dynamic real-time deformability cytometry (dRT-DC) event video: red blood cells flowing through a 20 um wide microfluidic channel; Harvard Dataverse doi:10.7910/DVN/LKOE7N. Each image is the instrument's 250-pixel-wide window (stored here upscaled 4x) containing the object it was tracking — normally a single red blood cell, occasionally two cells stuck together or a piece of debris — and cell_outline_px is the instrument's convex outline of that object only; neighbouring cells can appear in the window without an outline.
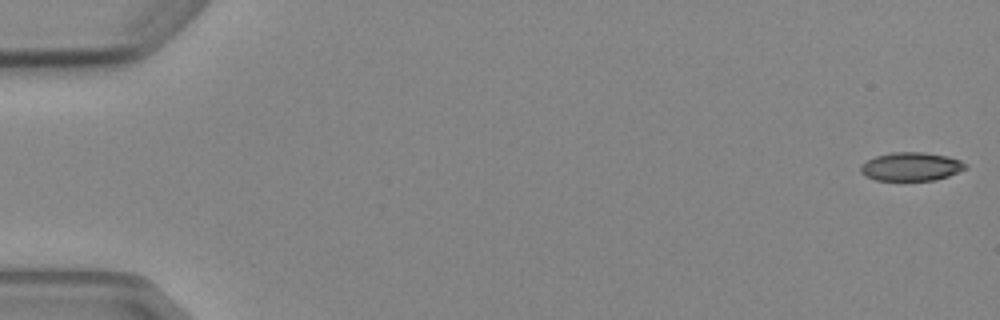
{"species": "Egyptian fruit bat (a non-hibernating species)", "species_latin": "Rousettus aegyptiacus", "temperature_condition": "cold", "stored_images_in_passage": 5, "camera_frame_rate_fps": 3000, "um_per_image_px": 0.085, "animal": {"sex": "female"}, "frame": {"image": 1, "passage_image": 1, "time_ms": 0.0, "image_size_px": [1000, 320], "cell_outline_px": [[968, 168], [948, 176], [936, 180], [876, 180], [864, 176], [860, 172], [860, 164], [876, 156], [892, 152], [924, 152], [944, 156], [960, 160], [968, 164]], "centroid_in_image_um": [77.43, 14.16], "position_along_channel_um": 7.6, "area_um2": 17.46}}
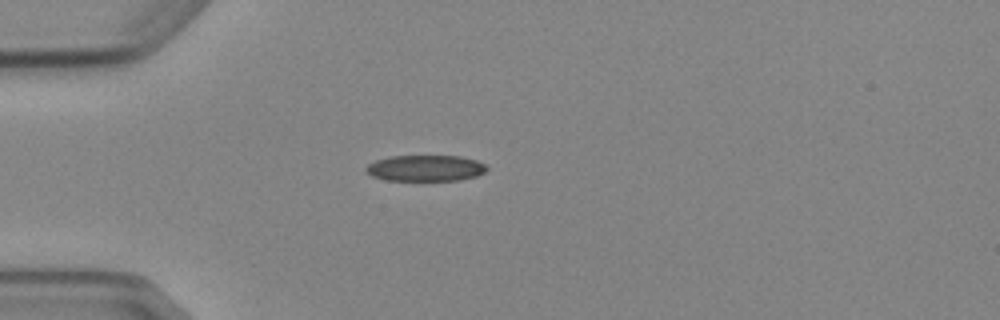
{"frame": {"image": 2, "passage_image": 5, "time_ms": 4.667, "image_size_px": [1000, 320], "cell_outline_px": [[488, 168], [484, 172], [476, 176], [460, 180], [384, 180], [372, 176], [364, 168], [368, 164], [376, 160], [392, 156], [460, 156], [476, 160], [484, 164]], "centroid_in_image_um": [36.16, 14.29], "position_along_channel_um": 48.8, "area_um2": 18.26}}